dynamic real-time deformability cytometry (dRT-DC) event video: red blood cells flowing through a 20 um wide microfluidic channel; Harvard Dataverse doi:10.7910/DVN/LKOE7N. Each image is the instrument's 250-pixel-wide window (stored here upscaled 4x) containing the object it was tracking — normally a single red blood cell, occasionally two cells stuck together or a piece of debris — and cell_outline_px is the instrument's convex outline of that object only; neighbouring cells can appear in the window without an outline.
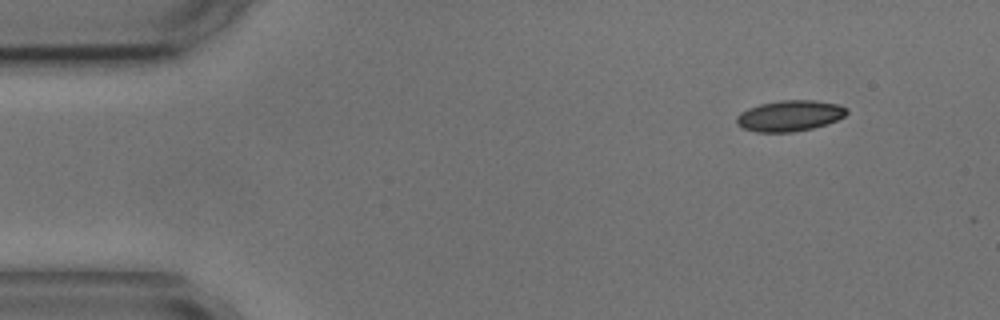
{"species": "common noctule bat (a hibernating species)", "species_latin": "Nyctalus noctula", "temperature_condition": "cold", "stored_images_in_passage": 5, "camera_frame_rate_fps": 3000, "um_per_image_px": 0.085, "animal": {"sex": "male", "body_mass_g": 17.9, "forearm_length_mm": 54.2}, "frame": {"image": 1, "passage_image": 1, "time_ms": 0.0, "image_size_px": [1000, 320], "cell_outline_px": [[848, 112], [844, 116], [836, 120], [812, 128], [792, 132], [756, 132], [744, 128], [736, 124], [736, 116], [740, 112], [748, 108], [760, 104], [780, 100], [812, 100], [840, 104], [848, 108]], "centroid_in_image_um": [67.11, 9.83], "position_along_channel_um": 17.9, "area_um2": 19.83}}